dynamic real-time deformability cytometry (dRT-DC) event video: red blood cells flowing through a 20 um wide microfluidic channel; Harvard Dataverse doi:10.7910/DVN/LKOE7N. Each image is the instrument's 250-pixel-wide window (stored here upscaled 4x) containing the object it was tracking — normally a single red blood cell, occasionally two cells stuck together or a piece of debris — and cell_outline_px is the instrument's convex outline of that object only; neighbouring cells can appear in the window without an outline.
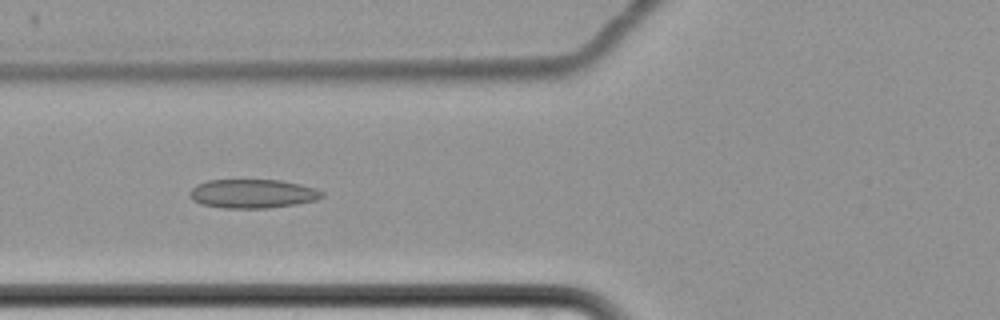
{"species": "common noctule bat (a hibernating species)", "species_latin": "Nyctalus noctula", "temperature_condition": "cold", "stored_images_in_passage": 7, "camera_frame_rate_fps": 3000, "um_per_image_px": 0.085, "animal": {"sex": "female", "body_mass_g": 22.7, "forearm_length_mm": 54.2}, "frame": {"image": 1, "passage_image": 7, "time_ms": 7.333, "image_size_px": [1000, 320], "cell_outline_px": [[324, 196], [316, 200], [296, 204], [264, 208], [224, 208], [200, 204], [192, 200], [188, 192], [196, 184], [208, 180], [280, 180], [300, 184], [316, 188], [324, 192]], "centroid_in_image_um": [21.46, 16.46], "position_along_channel_um": 104.3, "area_um2": 22.37}}